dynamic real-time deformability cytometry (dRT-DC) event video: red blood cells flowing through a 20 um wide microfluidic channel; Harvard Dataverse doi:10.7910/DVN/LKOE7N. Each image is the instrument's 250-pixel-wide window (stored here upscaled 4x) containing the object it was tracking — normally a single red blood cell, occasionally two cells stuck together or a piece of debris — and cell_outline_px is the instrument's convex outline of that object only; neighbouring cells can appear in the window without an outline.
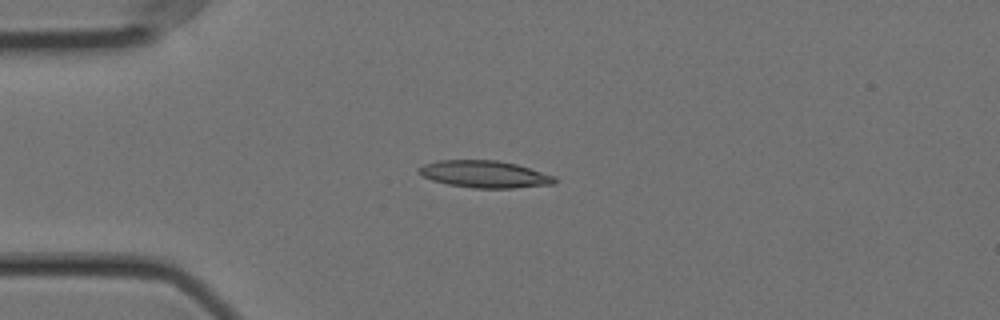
{"species": "Egyptian fruit bat (a non-hibernating species)", "species_latin": "Rousettus aegyptiacus", "temperature_condition": "cold", "stored_images_in_passage": 44, "camera_frame_rate_fps": 3000, "um_per_image_px": 0.085, "animal": {"sex": "female"}, "frame": {"image": 1, "passage_image": 2, "time_ms": 0.333, "image_size_px": [1000, 320], "cell_outline_px": [[556, 184], [512, 188], [472, 188], [448, 184], [432, 180], [416, 172], [416, 168], [424, 164], [440, 160], [496, 160], [516, 164], [556, 176]], "centroid_in_image_um": [41.18, 14.81], "position_along_channel_um": 43.8, "area_um2": 21.5}}
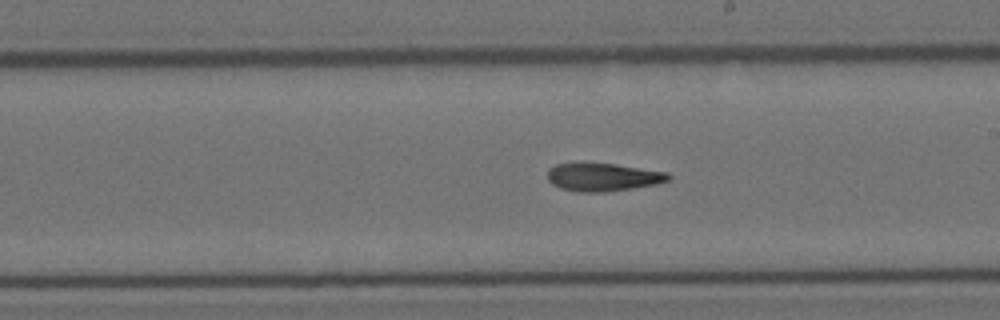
{"frame": {"image": 2, "passage_image": 20, "time_ms": 6.333, "image_size_px": [1000, 320], "cell_outline_px": [[672, 176], [668, 180], [656, 184], [632, 188], [604, 192], [580, 192], [560, 188], [552, 184], [548, 180], [548, 168], [556, 164], [616, 164], [668, 172]], "centroid_in_image_um": [51.26, 15.06], "position_along_channel_um": 237.7, "area_um2": 19.54}}
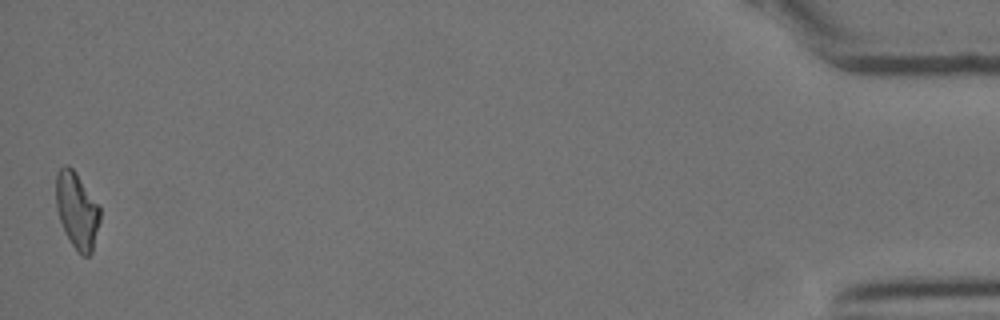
{"frame": {"image": 3, "passage_image": 44, "time_ms": 14.333, "image_size_px": [1000, 320], "cell_outline_px": [[100, 220], [92, 252], [88, 256], [80, 256], [64, 232], [56, 208], [56, 172], [64, 164], [68, 164], [76, 172], [100, 208]], "centroid_in_image_um": [6.52, 17.89], "position_along_channel_um": 428.7, "area_um2": 19.59}, "authors_computed_cell_mechanics": {"area_um2": 19.9699, "velocity_mm_per_s": 3.5555, "shape_relaxation_time_tau1_ms": null, "shape_relaxation_time_tau2_ms": 6.9796, "deformation_change_tau1": null, "deformation_change_tau2": 0.1757}}